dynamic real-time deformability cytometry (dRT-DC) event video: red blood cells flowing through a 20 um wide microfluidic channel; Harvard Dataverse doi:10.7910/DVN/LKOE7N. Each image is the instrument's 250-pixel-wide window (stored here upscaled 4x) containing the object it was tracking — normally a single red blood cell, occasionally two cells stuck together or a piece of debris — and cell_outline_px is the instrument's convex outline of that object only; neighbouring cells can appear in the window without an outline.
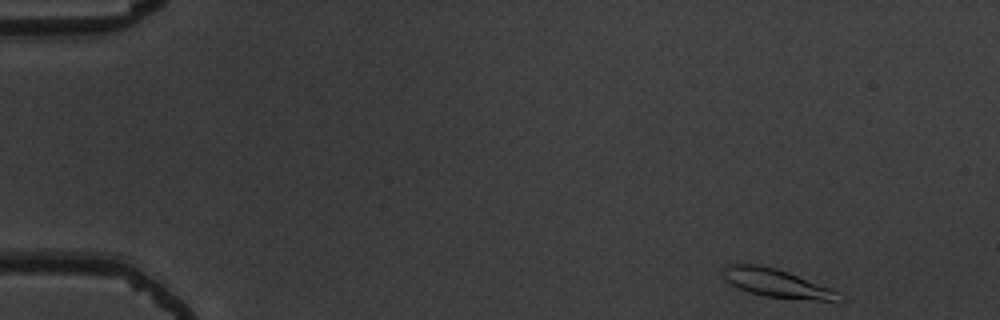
{"species": "common noctule bat (a hibernating species)", "species_latin": "Nyctalus noctula", "temperature_condition": "warm", "stored_images_in_passage": 51, "camera_frame_rate_fps": 3000, "um_per_image_px": 0.085, "animal": {"sex": "male", "body_mass_g": 19.5, "forearm_length_mm": 54.6}, "frame": {"image": 1, "passage_image": 1, "time_ms": 0.0, "image_size_px": [1000, 320], "cell_outline_px": [[848, 300], [816, 300], [764, 296], [748, 292], [732, 284], [724, 276], [724, 268], [728, 264], [756, 264], [776, 268], [788, 272], [840, 292]], "centroid_in_image_um": [66.08, 24.08], "position_along_channel_um": 18.9, "area_um2": 18.79}}
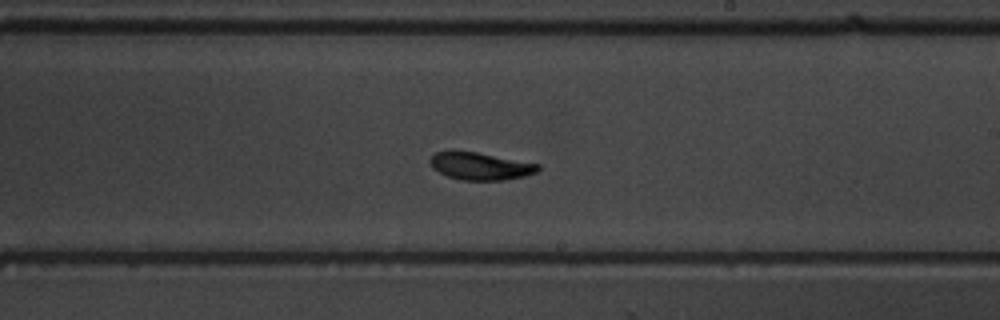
{"frame": {"image": 2, "passage_image": 29, "time_ms": 9.333, "image_size_px": [1000, 320], "cell_outline_px": [[540, 168], [536, 172], [524, 176], [504, 180], [460, 180], [448, 176], [432, 168], [428, 160], [436, 152], [476, 152], [540, 164]], "centroid_in_image_um": [40.84, 14.13], "position_along_channel_um": 248.2, "area_um2": 16.99}}
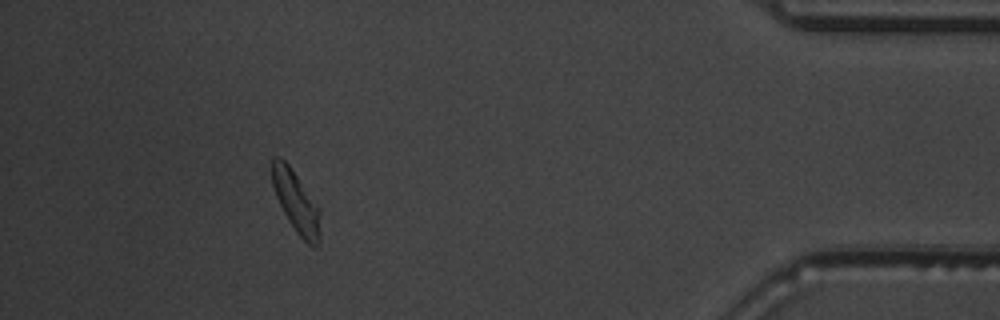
{"frame": {"image": 3, "passage_image": 46, "time_ms": 15.0, "image_size_px": [1000, 320], "cell_outline_px": [[320, 244], [316, 248], [312, 248], [296, 232], [288, 220], [276, 196], [272, 184], [272, 156], [280, 156], [288, 164], [320, 208]], "centroid_in_image_um": [25.19, 17.2], "position_along_channel_um": 410.0, "area_um2": 17.34}, "authors_computed_cell_mechanics": {"area_um2": 17.629, "velocity_mm_per_s": 3.7095, "shape_relaxation_time_tau1_ms": 3.7592, "shape_relaxation_time_tau2_ms": 2.1662, "deformation_change_tau1": 0.156, "deformation_change_tau2": 0.0859}}